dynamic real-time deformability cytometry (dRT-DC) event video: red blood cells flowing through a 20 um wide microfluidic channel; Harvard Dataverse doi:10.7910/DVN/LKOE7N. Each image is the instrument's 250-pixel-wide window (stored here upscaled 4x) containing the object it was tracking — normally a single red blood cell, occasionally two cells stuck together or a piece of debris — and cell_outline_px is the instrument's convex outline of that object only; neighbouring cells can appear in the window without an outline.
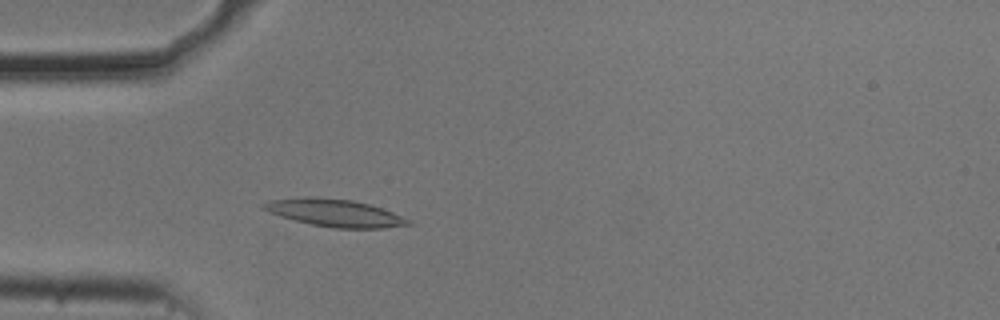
{"species": "common noctule bat (a hibernating species)", "species_latin": "Nyctalus noctula", "temperature_condition": "cold", "stored_images_in_passage": 43, "camera_frame_rate_fps": 3000, "um_per_image_px": 0.085, "animal": {"sex": "male", "body_mass_g": 20.5, "forearm_length_mm": 52.5}, "frame": {"image": 1, "passage_image": 5, "time_ms": 1.333, "image_size_px": [1000, 320], "cell_outline_px": [[412, 224], [380, 228], [336, 228], [312, 224], [280, 216], [268, 212], [260, 208], [260, 204], [272, 200], [308, 196], [316, 196], [352, 200], [368, 204], [392, 212], [412, 220]], "centroid_in_image_um": [28.42, 18.08], "position_along_channel_um": 56.6, "area_um2": 23.0}}
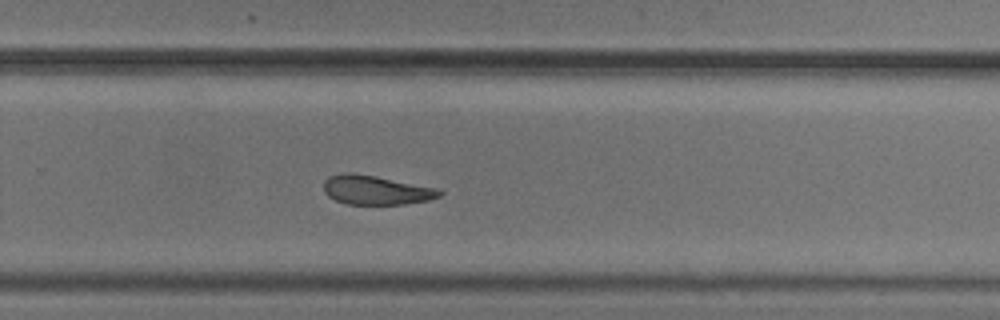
{"frame": {"image": 2, "passage_image": 25, "time_ms": 8.0, "image_size_px": [1000, 320], "cell_outline_px": [[444, 192], [440, 196], [428, 200], [404, 204], [348, 204], [336, 200], [328, 196], [324, 192], [324, 180], [328, 176], [344, 172], [348, 172], [376, 176], [440, 188]], "centroid_in_image_um": [31.98, 16.14], "position_along_channel_um": 297.8, "area_um2": 19.83}}
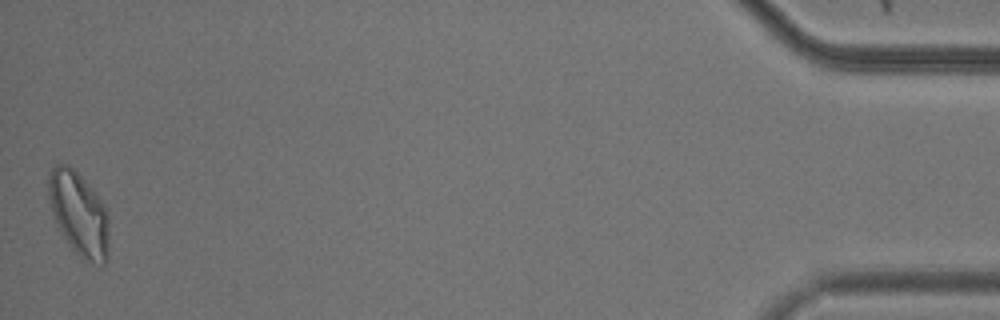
{"frame": {"image": 3, "passage_image": 43, "time_ms": 14.0, "image_size_px": [1000, 320], "cell_outline_px": [[108, 260], [100, 268], [84, 260], [68, 244], [52, 212], [48, 200], [48, 176], [52, 168], [56, 164], [68, 164], [84, 180], [108, 208]], "centroid_in_image_um": [6.74, 18.21], "position_along_channel_um": 428.5, "area_um2": 29.71}, "authors_computed_cell_mechanics": {"area_um2": 21.0392, "velocity_mm_per_s": 3.6999, "shape_relaxation_time_tau1_ms": 2.9592, "shape_relaxation_time_tau2_ms": 7.8325, "deformation_change_tau1": 0.1273, "deformation_change_tau2": 0.1368}}